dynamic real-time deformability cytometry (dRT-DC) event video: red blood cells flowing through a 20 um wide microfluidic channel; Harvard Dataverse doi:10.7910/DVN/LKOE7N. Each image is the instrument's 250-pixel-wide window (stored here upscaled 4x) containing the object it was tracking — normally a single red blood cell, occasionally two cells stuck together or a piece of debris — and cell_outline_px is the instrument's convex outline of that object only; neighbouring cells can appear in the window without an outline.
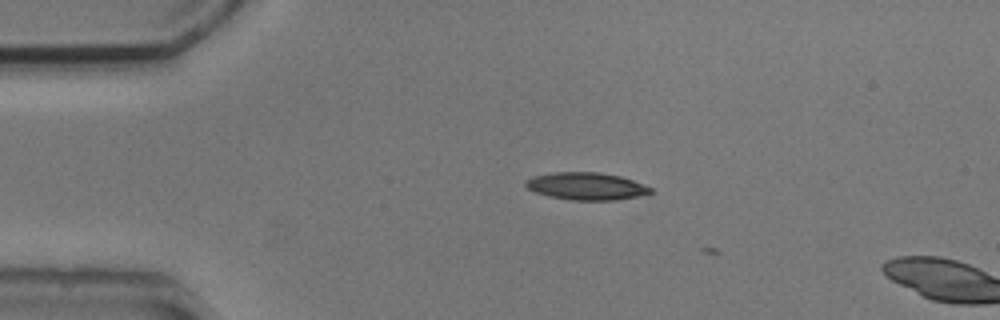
{"species": "common noctule bat (a hibernating species)", "species_latin": "Nyctalus noctula", "temperature_condition": "cold", "stored_images_in_passage": 2, "camera_frame_rate_fps": 3000, "um_per_image_px": 0.085, "animal": {"sex": "male", "body_mass_g": 20.5, "forearm_length_mm": 52.5}, "frame": {"image": 1, "passage_image": 1, "time_ms": 0.0, "image_size_px": [1000, 320], "cell_outline_px": [[652, 192], [636, 196], [616, 200], [568, 200], [548, 196], [536, 192], [528, 188], [524, 184], [524, 180], [532, 176], [556, 172], [600, 172], [620, 176], [632, 180], [652, 188]], "centroid_in_image_um": [49.79, 15.82], "position_along_channel_um": 35.2, "area_um2": 19.88}}